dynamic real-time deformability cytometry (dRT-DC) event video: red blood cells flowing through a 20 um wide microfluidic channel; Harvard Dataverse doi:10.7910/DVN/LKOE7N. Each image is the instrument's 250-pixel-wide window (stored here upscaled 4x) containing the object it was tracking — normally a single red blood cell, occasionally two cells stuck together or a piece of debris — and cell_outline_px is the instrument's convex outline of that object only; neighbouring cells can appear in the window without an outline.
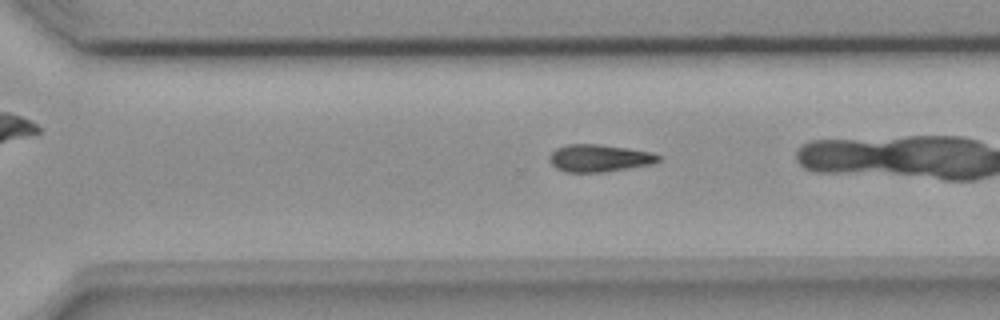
{"species": "common noctule bat (a hibernating species)", "species_latin": "Nyctalus noctula", "temperature_condition": "room temperature", "stored_images_in_passage": 38, "camera_frame_rate_fps": 3000, "um_per_image_px": 0.085, "animal": {"sex": "female", "body_mass_g": 18.4}, "frame": {"image": 1, "passage_image": 33, "time_ms": 10.667, "image_size_px": [1000, 320], "cell_outline_px": [[664, 156], [660, 160], [652, 164], [604, 172], [564, 172], [556, 168], [548, 160], [548, 156], [556, 148], [564, 144], [596, 144], [652, 152]], "centroid_in_image_um": [50.92, 13.44], "position_along_channel_um": 319.7, "area_um2": 17.46}}